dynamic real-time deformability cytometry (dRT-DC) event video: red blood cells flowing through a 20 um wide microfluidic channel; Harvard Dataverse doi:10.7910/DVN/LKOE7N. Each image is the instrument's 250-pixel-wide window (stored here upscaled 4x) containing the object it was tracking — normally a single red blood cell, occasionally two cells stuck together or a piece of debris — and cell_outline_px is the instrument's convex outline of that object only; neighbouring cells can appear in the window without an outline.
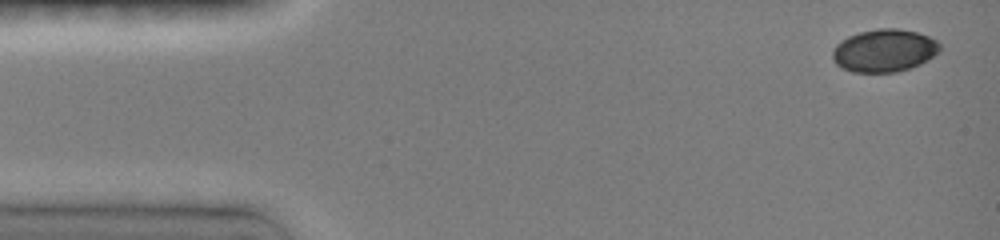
{"species": "common noctule bat (a hibernating species)", "species_latin": "Nyctalus noctula", "temperature_condition": "room temperature", "stored_images_in_passage": 12, "camera_frame_rate_fps": 3000, "um_per_image_px": 0.085, "animal": {"sex": "female", "body_mass_g": 19.0, "forearm_length_mm": 51.5}, "frame": {"image": 1, "passage_image": 1, "time_ms": 0.0, "image_size_px": [1000, 240], "cell_outline_px": [[940, 52], [928, 60], [920, 64], [896, 72], [852, 72], [840, 68], [832, 60], [832, 52], [836, 44], [840, 40], [848, 36], [860, 32], [876, 28], [896, 28], [916, 32], [928, 36], [936, 40], [940, 44]], "centroid_in_image_um": [75.14, 4.3], "position_along_channel_um": 9.9, "area_um2": 26.93}}
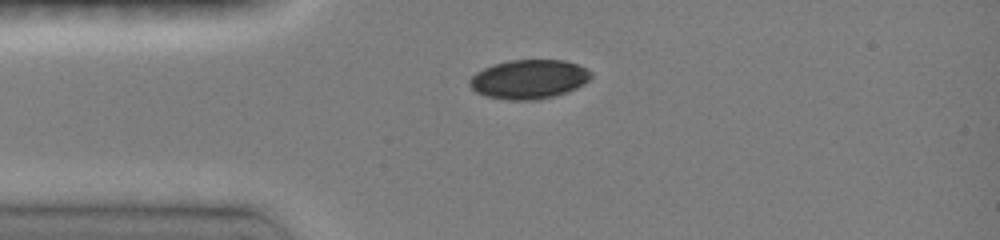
{"frame": {"image": 2, "passage_image": 7, "time_ms": 3.0, "image_size_px": [1000, 240], "cell_outline_px": [[592, 76], [584, 84], [576, 88], [556, 96], [536, 100], [508, 100], [484, 96], [476, 92], [468, 84], [468, 80], [476, 72], [492, 64], [508, 60], [564, 60], [576, 64], [592, 72]], "centroid_in_image_um": [44.93, 6.74], "position_along_channel_um": 40.1, "area_um2": 27.86}}